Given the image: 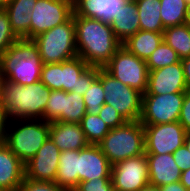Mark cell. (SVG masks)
<instances>
[{
    "label": "cell",
    "instance_id": "cell-1",
    "mask_svg": "<svg viewBox=\"0 0 190 191\" xmlns=\"http://www.w3.org/2000/svg\"><path fill=\"white\" fill-rule=\"evenodd\" d=\"M77 54L89 66L103 68L122 43L110 24L74 16Z\"/></svg>",
    "mask_w": 190,
    "mask_h": 191
},
{
    "label": "cell",
    "instance_id": "cell-2",
    "mask_svg": "<svg viewBox=\"0 0 190 191\" xmlns=\"http://www.w3.org/2000/svg\"><path fill=\"white\" fill-rule=\"evenodd\" d=\"M50 91L41 80L25 86L3 79L0 81V101L9 121L43 119Z\"/></svg>",
    "mask_w": 190,
    "mask_h": 191
},
{
    "label": "cell",
    "instance_id": "cell-3",
    "mask_svg": "<svg viewBox=\"0 0 190 191\" xmlns=\"http://www.w3.org/2000/svg\"><path fill=\"white\" fill-rule=\"evenodd\" d=\"M42 65L33 40L18 39L0 56V78L30 85L40 81Z\"/></svg>",
    "mask_w": 190,
    "mask_h": 191
},
{
    "label": "cell",
    "instance_id": "cell-4",
    "mask_svg": "<svg viewBox=\"0 0 190 191\" xmlns=\"http://www.w3.org/2000/svg\"><path fill=\"white\" fill-rule=\"evenodd\" d=\"M97 77L98 67L89 66L76 56L61 63L43 64L40 80L50 90L73 91L83 96Z\"/></svg>",
    "mask_w": 190,
    "mask_h": 191
},
{
    "label": "cell",
    "instance_id": "cell-5",
    "mask_svg": "<svg viewBox=\"0 0 190 191\" xmlns=\"http://www.w3.org/2000/svg\"><path fill=\"white\" fill-rule=\"evenodd\" d=\"M50 136V122L43 119H15L7 126L5 144L26 164Z\"/></svg>",
    "mask_w": 190,
    "mask_h": 191
},
{
    "label": "cell",
    "instance_id": "cell-6",
    "mask_svg": "<svg viewBox=\"0 0 190 191\" xmlns=\"http://www.w3.org/2000/svg\"><path fill=\"white\" fill-rule=\"evenodd\" d=\"M98 146L111 165L145 154L144 126L139 120L126 121L111 129Z\"/></svg>",
    "mask_w": 190,
    "mask_h": 191
},
{
    "label": "cell",
    "instance_id": "cell-7",
    "mask_svg": "<svg viewBox=\"0 0 190 191\" xmlns=\"http://www.w3.org/2000/svg\"><path fill=\"white\" fill-rule=\"evenodd\" d=\"M43 64L61 63L77 54L74 15L65 23L32 39Z\"/></svg>",
    "mask_w": 190,
    "mask_h": 191
},
{
    "label": "cell",
    "instance_id": "cell-8",
    "mask_svg": "<svg viewBox=\"0 0 190 191\" xmlns=\"http://www.w3.org/2000/svg\"><path fill=\"white\" fill-rule=\"evenodd\" d=\"M98 78L102 82L105 103L113 106L126 121L140 120L143 94L115 79L98 67Z\"/></svg>",
    "mask_w": 190,
    "mask_h": 191
},
{
    "label": "cell",
    "instance_id": "cell-9",
    "mask_svg": "<svg viewBox=\"0 0 190 191\" xmlns=\"http://www.w3.org/2000/svg\"><path fill=\"white\" fill-rule=\"evenodd\" d=\"M103 69L123 84L144 94L148 86L149 70L145 60L121 45Z\"/></svg>",
    "mask_w": 190,
    "mask_h": 191
},
{
    "label": "cell",
    "instance_id": "cell-10",
    "mask_svg": "<svg viewBox=\"0 0 190 191\" xmlns=\"http://www.w3.org/2000/svg\"><path fill=\"white\" fill-rule=\"evenodd\" d=\"M186 93L143 94L142 113L139 121L143 125L177 122Z\"/></svg>",
    "mask_w": 190,
    "mask_h": 191
},
{
    "label": "cell",
    "instance_id": "cell-11",
    "mask_svg": "<svg viewBox=\"0 0 190 191\" xmlns=\"http://www.w3.org/2000/svg\"><path fill=\"white\" fill-rule=\"evenodd\" d=\"M73 13V4L65 0H37L30 13V40L67 22Z\"/></svg>",
    "mask_w": 190,
    "mask_h": 191
},
{
    "label": "cell",
    "instance_id": "cell-12",
    "mask_svg": "<svg viewBox=\"0 0 190 191\" xmlns=\"http://www.w3.org/2000/svg\"><path fill=\"white\" fill-rule=\"evenodd\" d=\"M113 191H140L149 184L146 154L130 157L112 165Z\"/></svg>",
    "mask_w": 190,
    "mask_h": 191
},
{
    "label": "cell",
    "instance_id": "cell-13",
    "mask_svg": "<svg viewBox=\"0 0 190 191\" xmlns=\"http://www.w3.org/2000/svg\"><path fill=\"white\" fill-rule=\"evenodd\" d=\"M145 154H173L184 144L187 131L177 122L158 125H143Z\"/></svg>",
    "mask_w": 190,
    "mask_h": 191
},
{
    "label": "cell",
    "instance_id": "cell-14",
    "mask_svg": "<svg viewBox=\"0 0 190 191\" xmlns=\"http://www.w3.org/2000/svg\"><path fill=\"white\" fill-rule=\"evenodd\" d=\"M61 151L49 137L36 155L25 164V178L55 182Z\"/></svg>",
    "mask_w": 190,
    "mask_h": 191
},
{
    "label": "cell",
    "instance_id": "cell-15",
    "mask_svg": "<svg viewBox=\"0 0 190 191\" xmlns=\"http://www.w3.org/2000/svg\"><path fill=\"white\" fill-rule=\"evenodd\" d=\"M188 91L180 61L173 65L149 71L148 86L144 94L161 95Z\"/></svg>",
    "mask_w": 190,
    "mask_h": 191
},
{
    "label": "cell",
    "instance_id": "cell-16",
    "mask_svg": "<svg viewBox=\"0 0 190 191\" xmlns=\"http://www.w3.org/2000/svg\"><path fill=\"white\" fill-rule=\"evenodd\" d=\"M111 167L99 146L89 144L79 150L78 183L90 181L93 178L111 177Z\"/></svg>",
    "mask_w": 190,
    "mask_h": 191
},
{
    "label": "cell",
    "instance_id": "cell-17",
    "mask_svg": "<svg viewBox=\"0 0 190 191\" xmlns=\"http://www.w3.org/2000/svg\"><path fill=\"white\" fill-rule=\"evenodd\" d=\"M146 157L150 185L161 187L180 181L182 171L175 163L172 154H146Z\"/></svg>",
    "mask_w": 190,
    "mask_h": 191
},
{
    "label": "cell",
    "instance_id": "cell-18",
    "mask_svg": "<svg viewBox=\"0 0 190 191\" xmlns=\"http://www.w3.org/2000/svg\"><path fill=\"white\" fill-rule=\"evenodd\" d=\"M25 178V164L6 145H0V191H17Z\"/></svg>",
    "mask_w": 190,
    "mask_h": 191
},
{
    "label": "cell",
    "instance_id": "cell-19",
    "mask_svg": "<svg viewBox=\"0 0 190 191\" xmlns=\"http://www.w3.org/2000/svg\"><path fill=\"white\" fill-rule=\"evenodd\" d=\"M49 137L61 152L80 150L89 145L80 123L51 121Z\"/></svg>",
    "mask_w": 190,
    "mask_h": 191
},
{
    "label": "cell",
    "instance_id": "cell-20",
    "mask_svg": "<svg viewBox=\"0 0 190 191\" xmlns=\"http://www.w3.org/2000/svg\"><path fill=\"white\" fill-rule=\"evenodd\" d=\"M128 0H76L73 5L74 16L98 19L110 24L120 8Z\"/></svg>",
    "mask_w": 190,
    "mask_h": 191
},
{
    "label": "cell",
    "instance_id": "cell-21",
    "mask_svg": "<svg viewBox=\"0 0 190 191\" xmlns=\"http://www.w3.org/2000/svg\"><path fill=\"white\" fill-rule=\"evenodd\" d=\"M37 0H11L4 8L7 12L11 30L19 39L30 40V13Z\"/></svg>",
    "mask_w": 190,
    "mask_h": 191
},
{
    "label": "cell",
    "instance_id": "cell-22",
    "mask_svg": "<svg viewBox=\"0 0 190 191\" xmlns=\"http://www.w3.org/2000/svg\"><path fill=\"white\" fill-rule=\"evenodd\" d=\"M138 8L133 0H128L110 23L116 38L123 43L140 30Z\"/></svg>",
    "mask_w": 190,
    "mask_h": 191
},
{
    "label": "cell",
    "instance_id": "cell-23",
    "mask_svg": "<svg viewBox=\"0 0 190 191\" xmlns=\"http://www.w3.org/2000/svg\"><path fill=\"white\" fill-rule=\"evenodd\" d=\"M79 150L62 151L55 183L65 191H73L78 185Z\"/></svg>",
    "mask_w": 190,
    "mask_h": 191
},
{
    "label": "cell",
    "instance_id": "cell-24",
    "mask_svg": "<svg viewBox=\"0 0 190 191\" xmlns=\"http://www.w3.org/2000/svg\"><path fill=\"white\" fill-rule=\"evenodd\" d=\"M163 41V32L139 30L122 43L131 53L147 60Z\"/></svg>",
    "mask_w": 190,
    "mask_h": 191
},
{
    "label": "cell",
    "instance_id": "cell-25",
    "mask_svg": "<svg viewBox=\"0 0 190 191\" xmlns=\"http://www.w3.org/2000/svg\"><path fill=\"white\" fill-rule=\"evenodd\" d=\"M140 30L152 32H164V26L160 16V0L136 1Z\"/></svg>",
    "mask_w": 190,
    "mask_h": 191
},
{
    "label": "cell",
    "instance_id": "cell-26",
    "mask_svg": "<svg viewBox=\"0 0 190 191\" xmlns=\"http://www.w3.org/2000/svg\"><path fill=\"white\" fill-rule=\"evenodd\" d=\"M163 40L176 51L181 60L190 57V26L186 23L165 28Z\"/></svg>",
    "mask_w": 190,
    "mask_h": 191
},
{
    "label": "cell",
    "instance_id": "cell-27",
    "mask_svg": "<svg viewBox=\"0 0 190 191\" xmlns=\"http://www.w3.org/2000/svg\"><path fill=\"white\" fill-rule=\"evenodd\" d=\"M86 113L83 96L73 91L65 92L63 90L61 116L56 121L80 123Z\"/></svg>",
    "mask_w": 190,
    "mask_h": 191
},
{
    "label": "cell",
    "instance_id": "cell-28",
    "mask_svg": "<svg viewBox=\"0 0 190 191\" xmlns=\"http://www.w3.org/2000/svg\"><path fill=\"white\" fill-rule=\"evenodd\" d=\"M160 16L164 28L186 22L188 4L185 0H160Z\"/></svg>",
    "mask_w": 190,
    "mask_h": 191
},
{
    "label": "cell",
    "instance_id": "cell-29",
    "mask_svg": "<svg viewBox=\"0 0 190 191\" xmlns=\"http://www.w3.org/2000/svg\"><path fill=\"white\" fill-rule=\"evenodd\" d=\"M80 125L89 144L98 145L111 130L99 115L86 113Z\"/></svg>",
    "mask_w": 190,
    "mask_h": 191
},
{
    "label": "cell",
    "instance_id": "cell-30",
    "mask_svg": "<svg viewBox=\"0 0 190 191\" xmlns=\"http://www.w3.org/2000/svg\"><path fill=\"white\" fill-rule=\"evenodd\" d=\"M181 59L164 40L160 45L153 51L151 56L146 60L148 70H156L167 65H173L180 62Z\"/></svg>",
    "mask_w": 190,
    "mask_h": 191
},
{
    "label": "cell",
    "instance_id": "cell-31",
    "mask_svg": "<svg viewBox=\"0 0 190 191\" xmlns=\"http://www.w3.org/2000/svg\"><path fill=\"white\" fill-rule=\"evenodd\" d=\"M86 112L98 115L103 104H105V94L101 80L97 77L89 89L83 95Z\"/></svg>",
    "mask_w": 190,
    "mask_h": 191
},
{
    "label": "cell",
    "instance_id": "cell-32",
    "mask_svg": "<svg viewBox=\"0 0 190 191\" xmlns=\"http://www.w3.org/2000/svg\"><path fill=\"white\" fill-rule=\"evenodd\" d=\"M18 39L11 30L7 12L5 9H0V56Z\"/></svg>",
    "mask_w": 190,
    "mask_h": 191
},
{
    "label": "cell",
    "instance_id": "cell-33",
    "mask_svg": "<svg viewBox=\"0 0 190 191\" xmlns=\"http://www.w3.org/2000/svg\"><path fill=\"white\" fill-rule=\"evenodd\" d=\"M63 104V90H51L47 106L43 113V120L56 121L61 116Z\"/></svg>",
    "mask_w": 190,
    "mask_h": 191
},
{
    "label": "cell",
    "instance_id": "cell-34",
    "mask_svg": "<svg viewBox=\"0 0 190 191\" xmlns=\"http://www.w3.org/2000/svg\"><path fill=\"white\" fill-rule=\"evenodd\" d=\"M73 191H113L111 177L93 178L90 181L78 183Z\"/></svg>",
    "mask_w": 190,
    "mask_h": 191
},
{
    "label": "cell",
    "instance_id": "cell-35",
    "mask_svg": "<svg viewBox=\"0 0 190 191\" xmlns=\"http://www.w3.org/2000/svg\"><path fill=\"white\" fill-rule=\"evenodd\" d=\"M98 115L109 126L110 129L119 127L126 122V120L118 113V111L107 103L102 105Z\"/></svg>",
    "mask_w": 190,
    "mask_h": 191
},
{
    "label": "cell",
    "instance_id": "cell-36",
    "mask_svg": "<svg viewBox=\"0 0 190 191\" xmlns=\"http://www.w3.org/2000/svg\"><path fill=\"white\" fill-rule=\"evenodd\" d=\"M17 191H65L55 182L34 181L24 178Z\"/></svg>",
    "mask_w": 190,
    "mask_h": 191
},
{
    "label": "cell",
    "instance_id": "cell-37",
    "mask_svg": "<svg viewBox=\"0 0 190 191\" xmlns=\"http://www.w3.org/2000/svg\"><path fill=\"white\" fill-rule=\"evenodd\" d=\"M172 155L175 163L178 165L181 171L190 168V152L185 144L176 149Z\"/></svg>",
    "mask_w": 190,
    "mask_h": 191
},
{
    "label": "cell",
    "instance_id": "cell-38",
    "mask_svg": "<svg viewBox=\"0 0 190 191\" xmlns=\"http://www.w3.org/2000/svg\"><path fill=\"white\" fill-rule=\"evenodd\" d=\"M178 121L187 132H190V91L185 94Z\"/></svg>",
    "mask_w": 190,
    "mask_h": 191
},
{
    "label": "cell",
    "instance_id": "cell-39",
    "mask_svg": "<svg viewBox=\"0 0 190 191\" xmlns=\"http://www.w3.org/2000/svg\"><path fill=\"white\" fill-rule=\"evenodd\" d=\"M9 119L0 101V145L5 144Z\"/></svg>",
    "mask_w": 190,
    "mask_h": 191
},
{
    "label": "cell",
    "instance_id": "cell-40",
    "mask_svg": "<svg viewBox=\"0 0 190 191\" xmlns=\"http://www.w3.org/2000/svg\"><path fill=\"white\" fill-rule=\"evenodd\" d=\"M160 191H188L185 186L180 182H174L159 187Z\"/></svg>",
    "mask_w": 190,
    "mask_h": 191
},
{
    "label": "cell",
    "instance_id": "cell-41",
    "mask_svg": "<svg viewBox=\"0 0 190 191\" xmlns=\"http://www.w3.org/2000/svg\"><path fill=\"white\" fill-rule=\"evenodd\" d=\"M185 82L190 90V57L181 60Z\"/></svg>",
    "mask_w": 190,
    "mask_h": 191
},
{
    "label": "cell",
    "instance_id": "cell-42",
    "mask_svg": "<svg viewBox=\"0 0 190 191\" xmlns=\"http://www.w3.org/2000/svg\"><path fill=\"white\" fill-rule=\"evenodd\" d=\"M180 182L185 186L187 190L190 189V168L182 171L180 176Z\"/></svg>",
    "mask_w": 190,
    "mask_h": 191
},
{
    "label": "cell",
    "instance_id": "cell-43",
    "mask_svg": "<svg viewBox=\"0 0 190 191\" xmlns=\"http://www.w3.org/2000/svg\"><path fill=\"white\" fill-rule=\"evenodd\" d=\"M140 191H160V190H159V187L148 184L147 186L142 188Z\"/></svg>",
    "mask_w": 190,
    "mask_h": 191
},
{
    "label": "cell",
    "instance_id": "cell-44",
    "mask_svg": "<svg viewBox=\"0 0 190 191\" xmlns=\"http://www.w3.org/2000/svg\"><path fill=\"white\" fill-rule=\"evenodd\" d=\"M184 144L190 152V132H187L185 136Z\"/></svg>",
    "mask_w": 190,
    "mask_h": 191
},
{
    "label": "cell",
    "instance_id": "cell-45",
    "mask_svg": "<svg viewBox=\"0 0 190 191\" xmlns=\"http://www.w3.org/2000/svg\"><path fill=\"white\" fill-rule=\"evenodd\" d=\"M185 23L190 26V4H188V7H187V15H186Z\"/></svg>",
    "mask_w": 190,
    "mask_h": 191
},
{
    "label": "cell",
    "instance_id": "cell-46",
    "mask_svg": "<svg viewBox=\"0 0 190 191\" xmlns=\"http://www.w3.org/2000/svg\"><path fill=\"white\" fill-rule=\"evenodd\" d=\"M11 0H0V9H4Z\"/></svg>",
    "mask_w": 190,
    "mask_h": 191
},
{
    "label": "cell",
    "instance_id": "cell-47",
    "mask_svg": "<svg viewBox=\"0 0 190 191\" xmlns=\"http://www.w3.org/2000/svg\"><path fill=\"white\" fill-rule=\"evenodd\" d=\"M65 1H67V2H69V3H71V4L74 5V3H75L76 0H65Z\"/></svg>",
    "mask_w": 190,
    "mask_h": 191
},
{
    "label": "cell",
    "instance_id": "cell-48",
    "mask_svg": "<svg viewBox=\"0 0 190 191\" xmlns=\"http://www.w3.org/2000/svg\"><path fill=\"white\" fill-rule=\"evenodd\" d=\"M187 4H190V0H185Z\"/></svg>",
    "mask_w": 190,
    "mask_h": 191
}]
</instances>
